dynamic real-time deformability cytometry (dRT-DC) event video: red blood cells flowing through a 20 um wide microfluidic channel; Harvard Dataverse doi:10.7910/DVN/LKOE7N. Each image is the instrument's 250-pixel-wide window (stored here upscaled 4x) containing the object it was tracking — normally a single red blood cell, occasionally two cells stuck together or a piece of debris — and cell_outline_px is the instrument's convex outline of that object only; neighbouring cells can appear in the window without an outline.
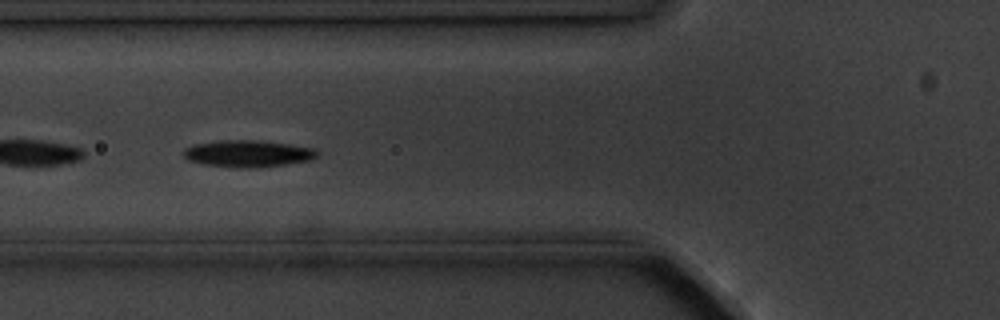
{"species": "common noctule bat (a hibernating species)", "species_latin": "Nyctalus noctula", "temperature_condition": "cold", "stored_images_in_passage": 15, "camera_frame_rate_fps": 3000, "um_per_image_px": 0.085, "animal": {"sex": "male", "body_mass_g": 20.1, "forearm_length_mm": 53.5}, "frame": {"image": 1, "passage_image": 5, "time_ms": 5.333, "image_size_px": [1000, 320], "cell_outline_px": [[320, 152], [312, 160], [256, 168], [236, 168], [204, 164], [188, 160], [180, 152], [184, 148], [196, 144], [216, 140], [252, 140], [288, 144], [312, 148]], "centroid_in_image_um": [21.02, 13.06], "position_along_channel_um": 104.8, "area_um2": 20.92}}
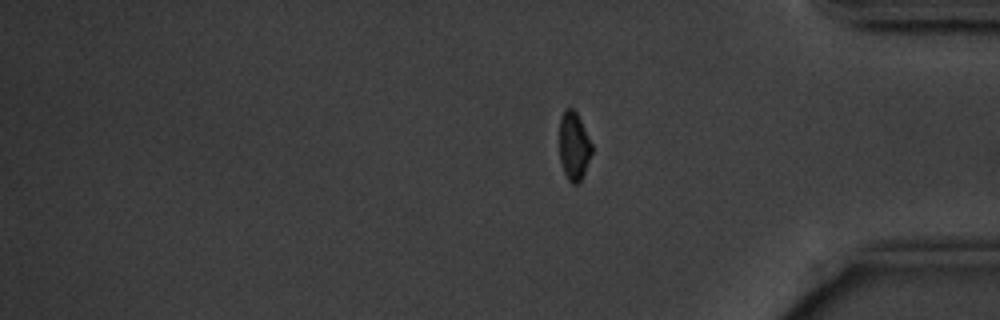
{"frame": {"image": 2, "passage_image": 15, "time_ms": 18.0, "image_size_px": [1000, 320], "cell_outline_px": [[592, 152], [580, 184], [572, 184], [568, 180], [564, 172], [560, 160], [560, 120], [564, 112], [568, 108], [572, 108], [576, 112], [592, 144]], "centroid_in_image_um": [48.79, 12.47], "position_along_channel_um": 386.4, "area_um2": 12.72}, "authors_computed_cell_mechanics": {"area_um2": 20.23, "velocity_mm_per_s": 3.5477, "shape_relaxation_time_tau1_ms": 1.7621, "shape_relaxation_time_tau2_ms": null, "deformation_change_tau1": 0.0735, "deformation_change_tau2": null}}